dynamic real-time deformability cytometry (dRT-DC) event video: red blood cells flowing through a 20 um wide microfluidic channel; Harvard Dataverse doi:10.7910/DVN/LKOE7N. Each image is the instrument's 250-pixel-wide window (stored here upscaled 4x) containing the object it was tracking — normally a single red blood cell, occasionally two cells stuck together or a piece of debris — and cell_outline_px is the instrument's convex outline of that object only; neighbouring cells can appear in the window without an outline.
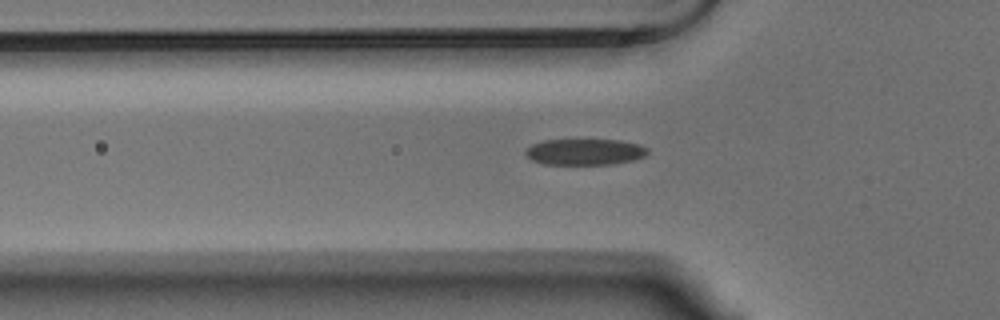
{"species": "Egyptian fruit bat (a non-hibernating species)", "species_latin": "Rousettus aegyptiacus", "temperature_condition": "warm", "stored_images_in_passage": 42, "camera_frame_rate_fps": 3000, "um_per_image_px": 0.085, "animal": {"sex": "male"}, "frame": {"image": 1, "passage_image": 8, "time_ms": 2.333, "image_size_px": [1000, 320], "cell_outline_px": [[648, 152], [644, 156], [632, 160], [616, 164], [544, 164], [532, 160], [524, 152], [532, 144], [544, 140], [620, 140], [640, 144], [648, 148]], "centroid_in_image_um": [49.73, 12.91], "position_along_channel_um": 76.1, "area_um2": 18.55}}
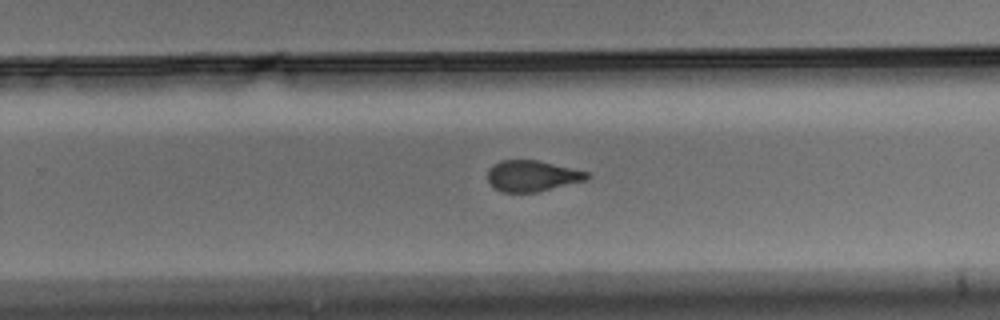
{"frame": {"image": 2, "passage_image": 25, "time_ms": 8.0, "image_size_px": [1000, 320], "cell_outline_px": [[592, 176], [584, 180], [536, 192], [500, 192], [488, 180], [488, 168], [492, 164], [500, 160], [536, 160], [588, 172]], "centroid_in_image_um": [45.19, 14.94], "position_along_channel_um": 284.6, "area_um2": 17.69}}
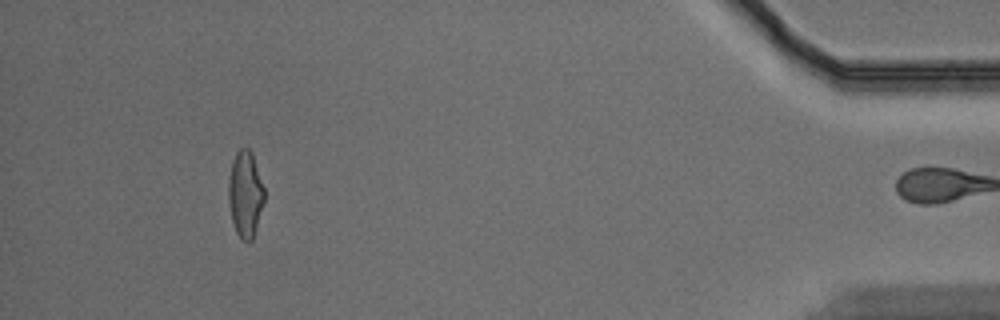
{"frame": {"image": 3, "passage_image": 41, "time_ms": 13.333, "image_size_px": [1000, 320], "cell_outline_px": [[264, 200], [252, 240], [248, 244], [236, 232], [232, 220], [228, 204], [228, 176], [232, 160], [236, 152], [240, 148], [248, 148], [252, 152], [264, 188]], "centroid_in_image_um": [20.83, 16.47], "position_along_channel_um": 414.4, "area_um2": 18.03}, "authors_computed_cell_mechanics": {"area_um2": 18.9873, "velocity_mm_per_s": 3.6576, "shape_relaxation_time_tau1_ms": 5.1379, "shape_relaxation_time_tau2_ms": 1.7436, "deformation_change_tau1": 0.1702, "deformation_change_tau2": 0.0893}}